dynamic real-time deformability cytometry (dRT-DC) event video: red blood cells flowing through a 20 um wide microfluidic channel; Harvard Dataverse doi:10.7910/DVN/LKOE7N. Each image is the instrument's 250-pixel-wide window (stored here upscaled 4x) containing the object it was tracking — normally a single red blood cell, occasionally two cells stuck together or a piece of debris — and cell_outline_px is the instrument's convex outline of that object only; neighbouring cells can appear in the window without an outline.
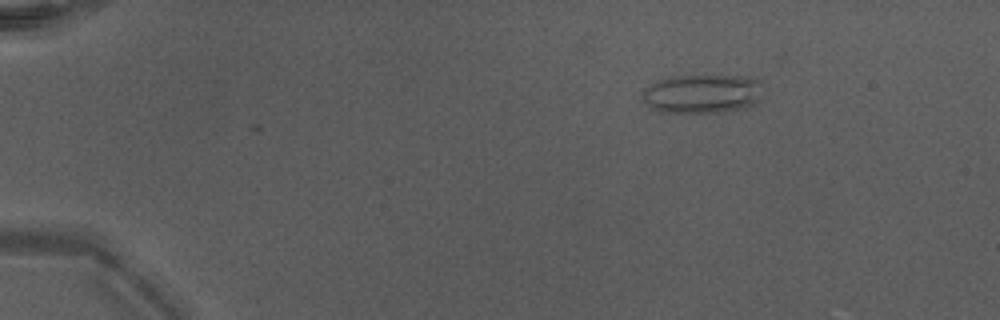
{"species": "Egyptian fruit bat (a non-hibernating species)", "species_latin": "Rousettus aegyptiacus", "temperature_condition": "warm", "stored_images_in_passage": 10, "camera_frame_rate_fps": 3000, "um_per_image_px": 0.085, "animal": {"sex": "male"}, "frame": {"image": 1, "passage_image": 1, "time_ms": 0.0, "image_size_px": [1000, 320], "cell_outline_px": [[764, 84], [756, 104], [748, 108], [716, 112], [660, 112], [652, 108], [640, 96], [644, 88], [656, 80], [672, 76], [748, 76], [760, 80]], "centroid_in_image_um": [59.71, 7.96], "position_along_channel_um": 25.3, "area_um2": 27.69}}